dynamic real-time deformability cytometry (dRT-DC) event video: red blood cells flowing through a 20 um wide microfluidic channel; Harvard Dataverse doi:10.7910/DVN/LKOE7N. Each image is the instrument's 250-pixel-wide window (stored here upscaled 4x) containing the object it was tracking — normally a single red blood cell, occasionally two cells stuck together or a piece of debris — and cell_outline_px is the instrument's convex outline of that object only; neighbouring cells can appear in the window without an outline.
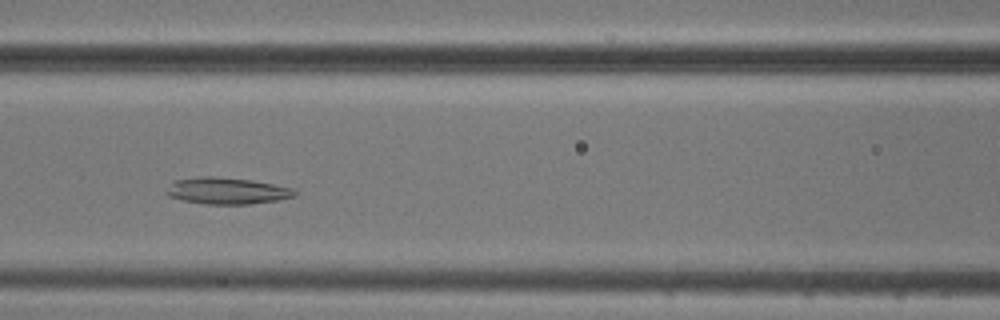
{"species": "common noctule bat (a hibernating species)", "species_latin": "Nyctalus noctula", "temperature_condition": "cold", "stored_images_in_passage": 5, "camera_frame_rate_fps": 3000, "um_per_image_px": 0.085, "animal": {"sex": "male", "body_mass_g": 20.5, "forearm_length_mm": 52.5}, "frame": {"image": 1, "passage_image": 5, "time_ms": 4.667, "image_size_px": [1000, 320], "cell_outline_px": [[296, 196], [276, 200], [248, 204], [208, 204], [184, 200], [168, 196], [164, 192], [176, 180], [196, 176], [216, 176], [252, 180], [292, 188], [296, 192]], "centroid_in_image_um": [19.27, 16.21], "position_along_channel_um": 147.3, "area_um2": 19.71}}